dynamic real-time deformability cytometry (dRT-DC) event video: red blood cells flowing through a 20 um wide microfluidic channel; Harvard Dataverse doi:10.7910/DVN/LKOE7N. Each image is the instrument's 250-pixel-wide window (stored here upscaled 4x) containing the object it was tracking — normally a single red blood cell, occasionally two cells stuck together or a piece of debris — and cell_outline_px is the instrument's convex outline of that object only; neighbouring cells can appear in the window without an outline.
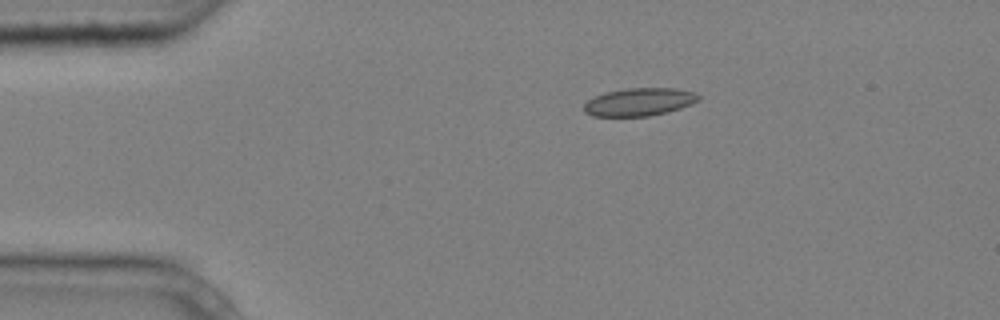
{"species": "common noctule bat (a hibernating species)", "species_latin": "Nyctalus noctula", "temperature_condition": "cold", "stored_images_in_passage": 4, "camera_frame_rate_fps": 3000, "um_per_image_px": 0.085, "animal": {"sex": "male", "body_mass_g": 20.4}, "frame": {"image": 1, "passage_image": 4, "time_ms": 1.0, "image_size_px": [1000, 320], "cell_outline_px": [[700, 100], [680, 108], [668, 112], [648, 116], [592, 116], [584, 112], [584, 104], [588, 100], [604, 92], [624, 88], [676, 88], [696, 92], [700, 96]], "centroid_in_image_um": [54.35, 8.65], "position_along_channel_um": 30.7, "area_um2": 18.73}}